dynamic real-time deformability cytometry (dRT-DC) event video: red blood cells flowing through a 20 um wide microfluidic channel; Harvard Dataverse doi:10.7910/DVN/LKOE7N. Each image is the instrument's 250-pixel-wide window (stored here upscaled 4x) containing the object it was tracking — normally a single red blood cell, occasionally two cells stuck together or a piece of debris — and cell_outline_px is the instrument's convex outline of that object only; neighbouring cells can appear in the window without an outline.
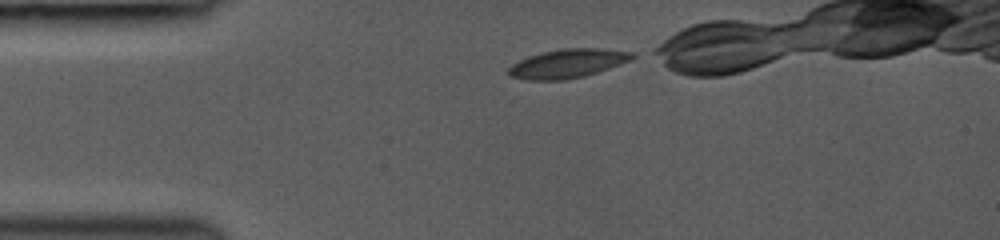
{"species": "common noctule bat (a hibernating species)", "species_latin": "Nyctalus noctula", "temperature_condition": "room temperature", "stored_images_in_passage": 21, "camera_frame_rate_fps": 3000, "um_per_image_px": 0.085, "animal": {"sex": "female", "body_mass_g": 19.0, "forearm_length_mm": 53.3}, "frame": {"image": 1, "passage_image": 1, "time_ms": 0.0, "image_size_px": [1000, 240], "cell_outline_px": [[636, 56], [620, 64], [584, 76], [564, 80], [528, 80], [508, 76], [508, 68], [512, 64], [528, 56], [544, 52], [564, 48], [600, 48], [636, 52]], "centroid_in_image_um": [48.24, 5.39], "position_along_channel_um": 36.8, "area_um2": 20.69}}
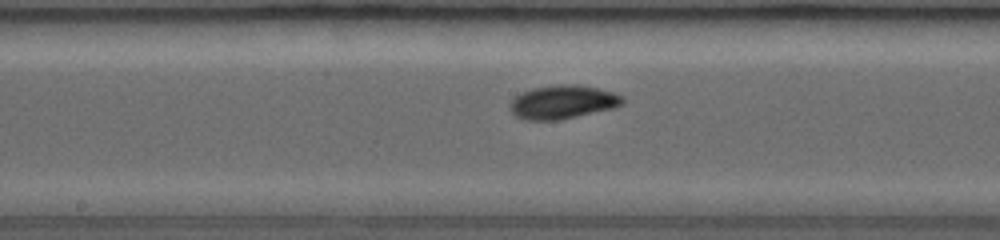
{"frame": {"image": 2, "passage_image": 10, "time_ms": 4.667, "image_size_px": [1000, 240], "cell_outline_px": [[624, 104], [616, 108], [560, 120], [524, 120], [516, 116], [508, 108], [508, 104], [516, 96], [532, 88], [560, 84], [576, 84], [596, 88], [612, 92], [624, 96]], "centroid_in_image_um": [47.85, 8.68], "position_along_channel_um": 200.3, "area_um2": 22.25}}
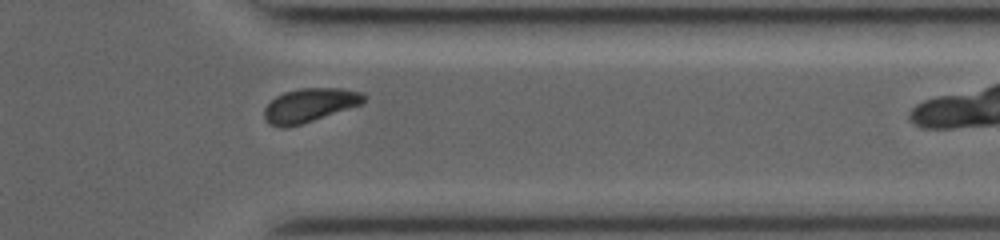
{"frame": {"image": 3, "passage_image": 20, "time_ms": 9.0, "image_size_px": [1000, 240], "cell_outline_px": [[364, 100], [360, 104], [288, 128], [280, 128], [268, 124], [264, 116], [264, 108], [276, 96], [284, 92], [300, 88], [340, 88], [364, 92]], "centroid_in_image_um": [26.26, 8.94], "position_along_channel_um": 385.1, "area_um2": 19.36}}